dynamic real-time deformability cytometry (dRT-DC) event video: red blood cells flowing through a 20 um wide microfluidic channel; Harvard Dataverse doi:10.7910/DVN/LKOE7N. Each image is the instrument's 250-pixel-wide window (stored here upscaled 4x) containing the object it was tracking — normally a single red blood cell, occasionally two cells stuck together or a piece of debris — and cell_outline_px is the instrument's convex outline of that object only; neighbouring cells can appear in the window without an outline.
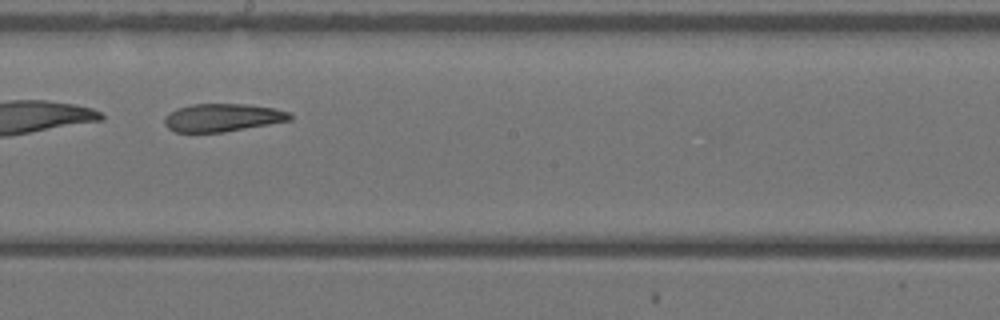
{"species": "Egyptian fruit bat (a non-hibernating species)", "species_latin": "Rousettus aegyptiacus", "temperature_condition": "warm", "stored_images_in_passage": 29, "camera_frame_rate_fps": 3000, "um_per_image_px": 0.085, "animal": {"sex": "female"}, "frame": {"image": 1, "passage_image": 13, "time_ms": 4.0, "image_size_px": [1000, 320], "cell_outline_px": [[292, 120], [224, 132], [176, 132], [168, 128], [164, 124], [164, 116], [168, 112], [176, 108], [192, 104], [244, 104], [272, 108], [288, 112], [292, 116]], "centroid_in_image_um": [18.86, 10.0], "position_along_channel_um": 229.3, "area_um2": 20.4}}